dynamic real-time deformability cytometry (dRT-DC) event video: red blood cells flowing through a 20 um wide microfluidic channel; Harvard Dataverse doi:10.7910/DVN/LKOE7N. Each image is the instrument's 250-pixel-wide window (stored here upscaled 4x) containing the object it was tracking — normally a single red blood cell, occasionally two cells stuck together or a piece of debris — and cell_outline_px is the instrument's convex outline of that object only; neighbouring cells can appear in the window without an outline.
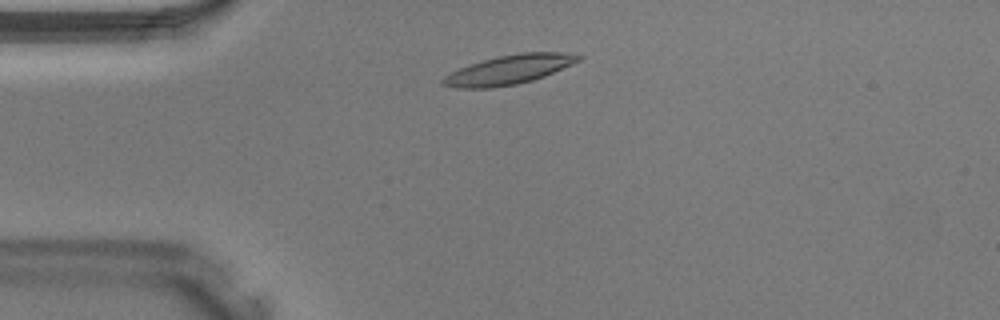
{"species": "Egyptian fruit bat (a non-hibernating species)", "species_latin": "Rousettus aegyptiacus", "temperature_condition": "warm", "stored_images_in_passage": 36, "camera_frame_rate_fps": 3000, "um_per_image_px": 0.085, "animal": {"sex": "male"}, "frame": {"image": 1, "passage_image": 5, "time_ms": 1.333, "image_size_px": [1000, 320], "cell_outline_px": [[584, 56], [580, 60], [572, 64], [544, 76], [532, 80], [516, 84], [492, 88], [456, 88], [440, 84], [440, 80], [444, 76], [460, 68], [496, 56], [520, 52], [560, 52]], "centroid_in_image_um": [43.24, 5.92], "position_along_channel_um": 41.8, "area_um2": 22.95}}
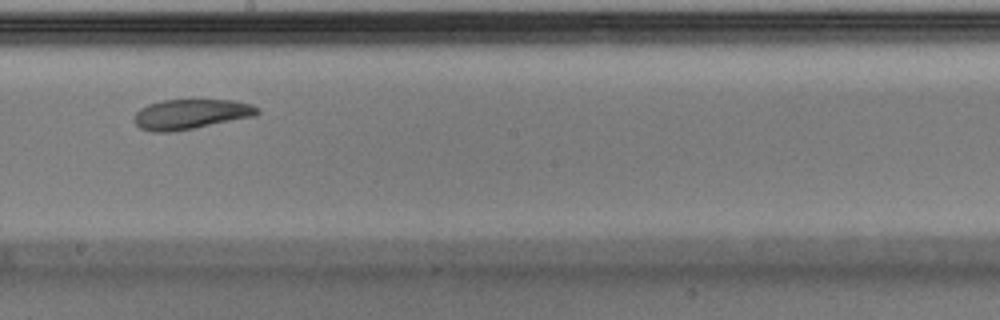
{"frame": {"image": 2, "passage_image": 18, "time_ms": 5.667, "image_size_px": [1000, 320], "cell_outline_px": [[260, 112], [256, 116], [172, 132], [152, 132], [140, 128], [136, 124], [136, 112], [140, 108], [148, 104], [164, 100], [232, 100], [252, 104], [260, 108]], "centroid_in_image_um": [16.26, 9.7], "position_along_channel_um": 231.9, "area_um2": 21.44}}
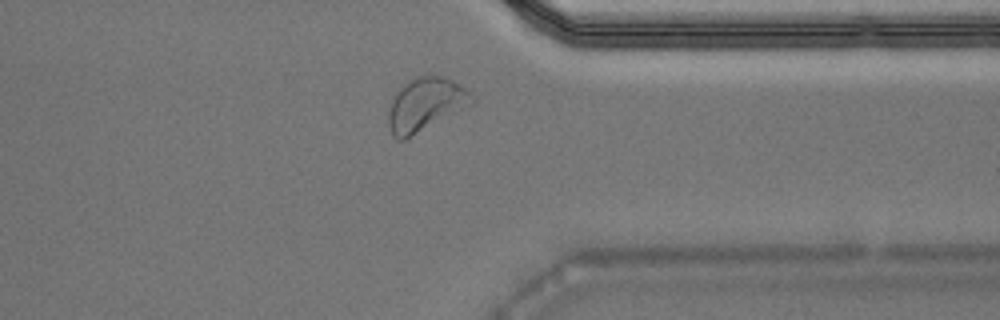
{"frame": {"image": 3, "passage_image": 27, "time_ms": 8.667, "image_size_px": [1000, 320], "cell_outline_px": [[476, 104], [404, 140], [400, 140], [392, 136], [388, 124], [388, 112], [392, 100], [396, 92], [408, 80], [416, 76], [440, 76], [452, 80], [460, 84], [476, 100]], "centroid_in_image_um": [36.19, 8.9], "position_along_channel_um": 375.2, "area_um2": 26.13}}